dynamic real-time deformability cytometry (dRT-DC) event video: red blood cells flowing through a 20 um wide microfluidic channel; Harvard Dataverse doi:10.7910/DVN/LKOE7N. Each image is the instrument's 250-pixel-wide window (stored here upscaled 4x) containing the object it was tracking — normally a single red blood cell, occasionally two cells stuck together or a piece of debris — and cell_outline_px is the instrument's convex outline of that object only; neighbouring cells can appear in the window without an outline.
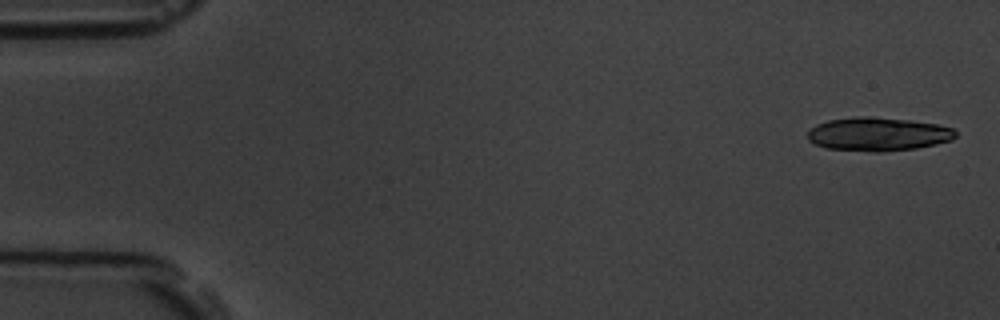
{"species": "common noctule bat (a hibernating species)", "species_latin": "Nyctalus noctula", "temperature_condition": "room temperature", "stored_images_in_passage": 8, "camera_frame_rate_fps": 3000, "um_per_image_px": 0.085, "animal": {"sex": "male", "body_mass_g": 19.5, "forearm_length_mm": 54.6}, "frame": {"image": 1, "passage_image": 1, "time_ms": 0.0, "image_size_px": [1000, 320], "cell_outline_px": [[956, 136], [952, 140], [936, 144], [916, 148], [880, 152], [876, 152], [828, 148], [816, 144], [808, 140], [808, 132], [816, 124], [828, 120], [856, 116], [872, 116], [908, 120], [936, 124], [952, 128], [956, 132]], "centroid_in_image_um": [74.63, 11.39], "position_along_channel_um": 10.4, "area_um2": 28.84}}
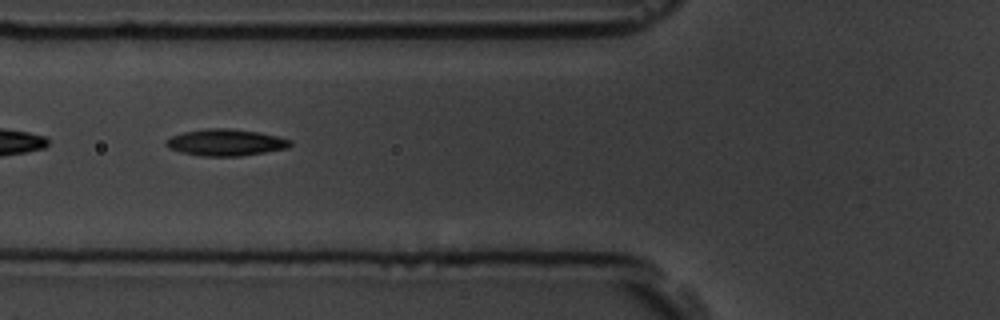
{"frame": {"image": 2, "passage_image": 6, "time_ms": 6.333, "image_size_px": [1000, 320], "cell_outline_px": [[292, 144], [288, 148], [240, 156], [200, 156], [180, 152], [168, 148], [164, 144], [164, 140], [172, 136], [184, 132], [204, 128], [228, 128], [260, 132], [292, 140]], "centroid_in_image_um": [19.15, 12.11], "position_along_channel_um": 106.6, "area_um2": 19.42}}
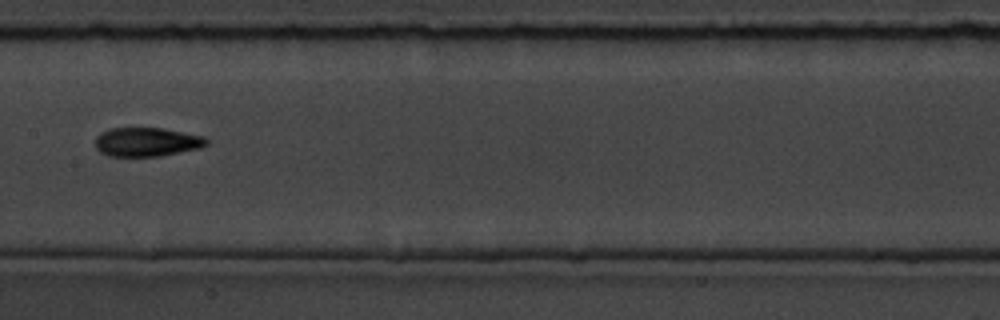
{"frame": {"image": 3, "passage_image": 8, "time_ms": 8.667, "image_size_px": [1000, 320], "cell_outline_px": [[208, 144], [200, 148], [160, 156], [108, 156], [100, 152], [96, 148], [96, 136], [108, 128], [164, 128], [204, 136], [208, 140]], "centroid_in_image_um": [12.48, 12.06], "position_along_channel_um": 194.9, "area_um2": 18.84}}